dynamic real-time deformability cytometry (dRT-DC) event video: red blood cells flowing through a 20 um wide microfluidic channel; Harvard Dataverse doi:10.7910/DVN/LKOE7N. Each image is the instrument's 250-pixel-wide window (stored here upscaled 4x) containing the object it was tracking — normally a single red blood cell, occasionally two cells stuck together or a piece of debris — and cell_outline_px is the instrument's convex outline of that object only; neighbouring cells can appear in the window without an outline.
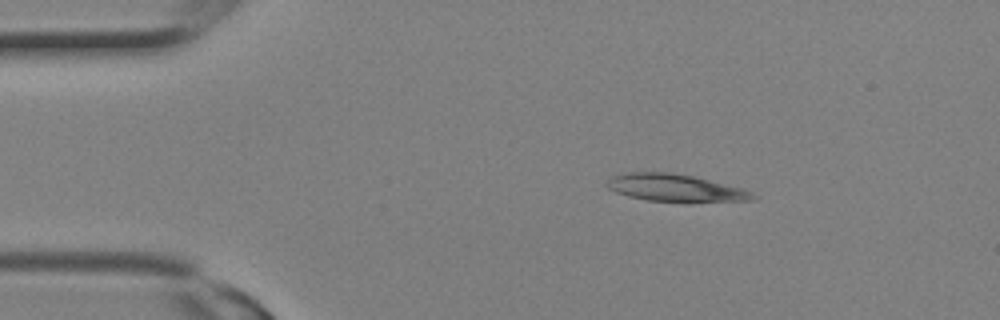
{"species": "Egyptian fruit bat (a non-hibernating species)", "species_latin": "Rousettus aegyptiacus", "temperature_condition": "room temperature", "stored_images_in_passage": 2, "camera_frame_rate_fps": 3000, "um_per_image_px": 0.085, "animal": {"sex": "female"}, "frame": {"image": 1, "passage_image": 1, "time_ms": 0.0, "image_size_px": [1000, 320], "cell_outline_px": [[756, 200], [688, 204], [648, 200], [628, 196], [616, 192], [608, 188], [604, 184], [612, 176], [624, 172], [668, 172], [692, 176], [744, 188], [752, 192], [756, 196]], "centroid_in_image_um": [57.46, 16.01], "position_along_channel_um": 27.5, "area_um2": 24.1}}